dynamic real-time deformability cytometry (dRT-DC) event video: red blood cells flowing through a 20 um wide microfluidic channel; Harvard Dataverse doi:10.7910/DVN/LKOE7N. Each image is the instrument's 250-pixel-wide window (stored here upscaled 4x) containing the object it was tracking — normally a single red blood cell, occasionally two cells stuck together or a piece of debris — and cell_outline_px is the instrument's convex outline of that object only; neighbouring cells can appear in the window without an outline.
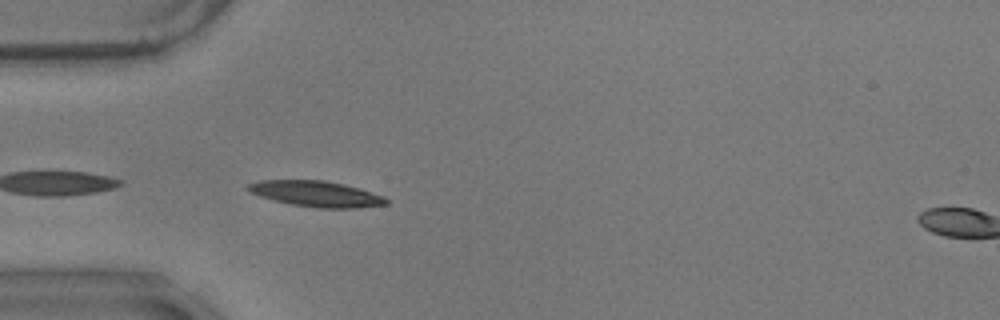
{"species": "common noctule bat (a hibernating species)", "species_latin": "Nyctalus noctula", "temperature_condition": "warm", "stored_images_in_passage": 6, "camera_frame_rate_fps": 3000, "um_per_image_px": 0.085, "animal": {"sex": "male", "body_mass_g": 17.9}, "frame": {"image": 1, "passage_image": 2, "time_ms": 0.333, "image_size_px": [1000, 320], "cell_outline_px": [[388, 204], [360, 208], [320, 208], [292, 204], [260, 196], [244, 188], [248, 184], [260, 180], [324, 180], [344, 184], [360, 188], [384, 196], [388, 200]], "centroid_in_image_um": [26.92, 16.47], "position_along_channel_um": 58.1, "area_um2": 20.69}}